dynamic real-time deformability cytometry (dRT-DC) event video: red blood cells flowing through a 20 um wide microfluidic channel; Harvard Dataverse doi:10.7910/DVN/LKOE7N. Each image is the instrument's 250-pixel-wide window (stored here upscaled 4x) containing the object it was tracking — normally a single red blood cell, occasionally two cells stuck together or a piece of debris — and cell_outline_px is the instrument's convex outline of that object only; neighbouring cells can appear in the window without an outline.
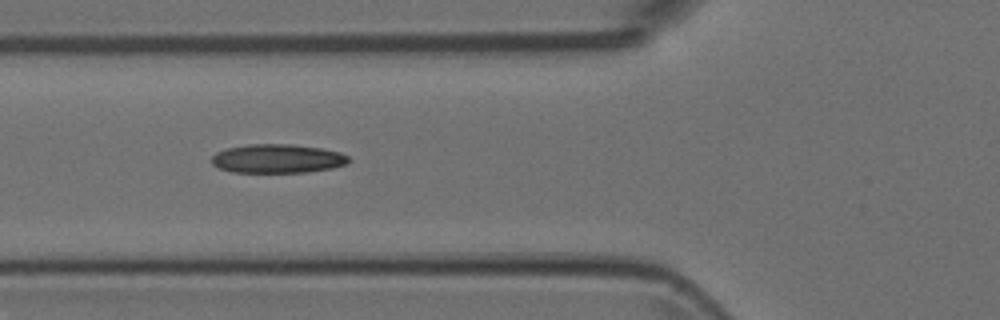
{"species": "Egyptian fruit bat (a non-hibernating species)", "species_latin": "Rousettus aegyptiacus", "temperature_condition": "room temperature", "stored_images_in_passage": 5, "camera_frame_rate_fps": 3000, "um_per_image_px": 0.085, "animal": {"sex": "female"}, "frame": {"image": 1, "passage_image": 4, "time_ms": 1.0, "image_size_px": [1000, 320], "cell_outline_px": [[352, 160], [348, 164], [332, 168], [308, 172], [232, 172], [220, 168], [212, 164], [212, 156], [216, 152], [228, 148], [248, 144], [292, 144], [320, 148], [340, 152], [348, 156]], "centroid_in_image_um": [23.62, 13.48], "position_along_channel_um": 102.2, "area_um2": 23.12}}
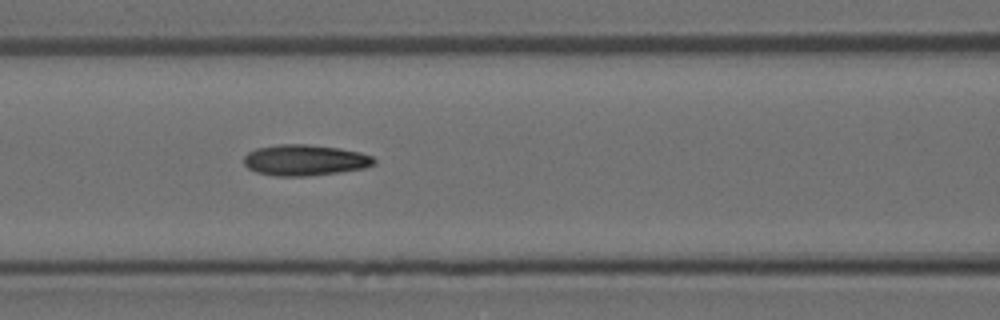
{"frame": {"image": 2, "passage_image": 5, "time_ms": 1.333, "image_size_px": [1000, 320], "cell_outline_px": [[376, 164], [364, 168], [340, 172], [308, 176], [276, 176], [256, 172], [248, 168], [244, 164], [244, 156], [248, 152], [256, 148], [280, 144], [308, 144], [340, 148], [360, 152], [372, 156], [376, 160]], "centroid_in_image_um": [25.92, 13.61], "position_along_channel_um": 140.7, "area_um2": 23.64}}